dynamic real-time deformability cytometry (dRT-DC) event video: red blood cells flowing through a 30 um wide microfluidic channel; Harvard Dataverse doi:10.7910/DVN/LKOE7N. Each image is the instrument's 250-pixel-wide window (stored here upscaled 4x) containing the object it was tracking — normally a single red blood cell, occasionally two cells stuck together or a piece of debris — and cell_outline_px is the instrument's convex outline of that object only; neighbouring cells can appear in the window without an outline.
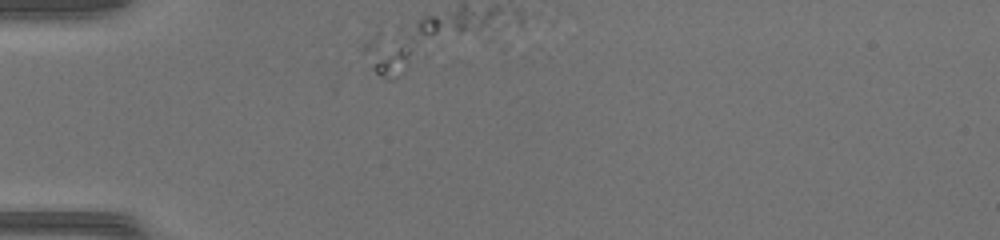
{"species": "common noctule bat (a hibernating species)", "species_latin": "Nyctalus noctula", "temperature_condition": "warm", "stored_images_in_passage": 7, "camera_frame_rate_fps": 3000, "um_per_image_px": 0.085, "animal": {"sex": "female", "body_mass_g": 17.0, "forearm_length_mm": 48.0}, "frame": {"image": 1, "passage_image": 2, "time_ms": 0.333, "image_size_px": [1000, 240], "cell_outline_px": [[412, 48], [408, 64], [404, 72], [392, 80], [388, 80], [380, 76], [372, 68], [360, 48], [368, 40], [380, 32]], "centroid_in_image_um": [32.87, 4.74], "position_along_channel_um": 52.1, "area_um2": 11.27}}